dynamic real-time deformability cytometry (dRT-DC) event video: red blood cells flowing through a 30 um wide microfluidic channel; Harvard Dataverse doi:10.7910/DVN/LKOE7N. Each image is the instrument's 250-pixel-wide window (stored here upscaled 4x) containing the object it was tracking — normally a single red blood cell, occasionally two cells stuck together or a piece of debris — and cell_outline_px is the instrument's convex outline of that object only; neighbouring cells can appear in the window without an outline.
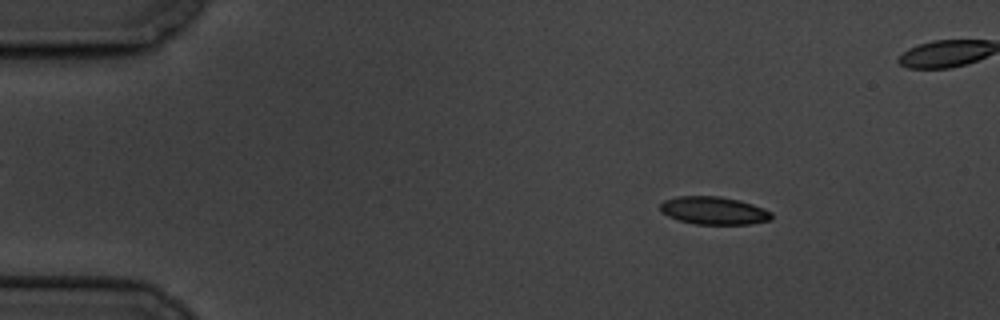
{"species": "common noctule bat (a hibernating species)", "species_latin": "Nyctalus noctula", "temperature_condition": "cold", "stored_images_in_passage": 4, "camera_frame_rate_fps": 3000, "um_per_image_px": 0.085, "animal": {"sex": "male", "body_mass_g": 19.5, "forearm_length_mm": 54.6}, "frame": {"image": 1, "passage_image": 2, "time_ms": 1.0, "image_size_px": [1000, 320], "cell_outline_px": [[772, 220], [752, 224], [696, 224], [680, 220], [668, 216], [660, 212], [660, 204], [664, 200], [676, 196], [720, 196], [740, 200], [764, 208], [772, 212]], "centroid_in_image_um": [60.69, 17.89], "position_along_channel_um": 24.3, "area_um2": 18.21}}